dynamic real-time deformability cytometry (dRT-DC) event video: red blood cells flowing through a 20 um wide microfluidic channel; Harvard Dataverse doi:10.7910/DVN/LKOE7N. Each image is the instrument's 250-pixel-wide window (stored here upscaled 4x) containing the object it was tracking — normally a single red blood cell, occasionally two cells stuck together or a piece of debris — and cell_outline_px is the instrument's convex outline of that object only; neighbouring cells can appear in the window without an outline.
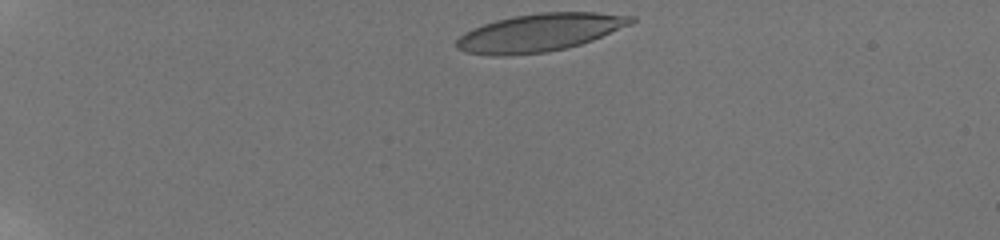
{"species": "human", "species_latin": "Homo sapiens", "temperature_condition": "room temperature", "stored_images_in_passage": 73, "camera_frame_rate_fps": 3000, "um_per_image_px": 0.085, "donor": {"sex": "male"}, "frame": {"image": 1, "passage_image": 1, "time_ms": 0.0, "image_size_px": [1000, 240], "cell_outline_px": [[636, 20], [632, 24], [592, 40], [580, 44], [564, 48], [544, 52], [508, 56], [488, 56], [464, 52], [456, 48], [456, 40], [464, 32], [472, 28], [496, 20], [512, 16], [540, 12], [596, 12], [636, 16]], "centroid_in_image_um": [45.85, 2.77], "position_along_channel_um": 39.2, "area_um2": 38.67}}
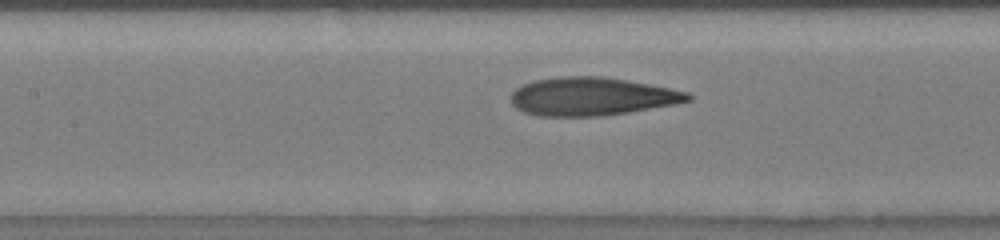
{"frame": {"image": 2, "passage_image": 27, "time_ms": 5.333, "image_size_px": [1000, 240], "cell_outline_px": [[692, 100], [676, 104], [628, 112], [600, 116], [540, 116], [524, 112], [516, 108], [512, 104], [512, 92], [516, 88], [532, 80], [564, 76], [604, 76], [648, 84], [688, 92], [692, 96]], "centroid_in_image_um": [50.29, 8.2], "position_along_channel_um": 157.1, "area_um2": 39.3}}
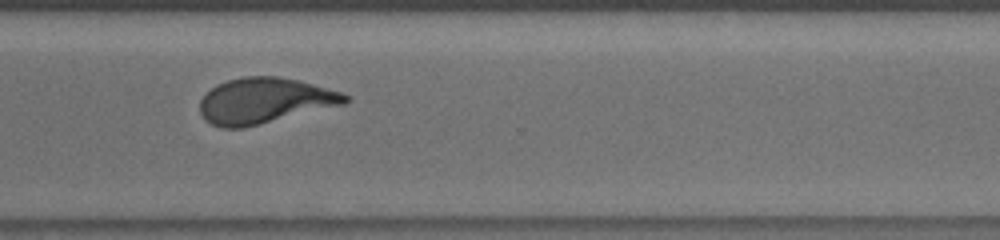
{"frame": {"image": 3, "passage_image": 56, "time_ms": 10.333, "image_size_px": [1000, 240], "cell_outline_px": [[352, 100], [344, 104], [244, 128], [220, 128], [204, 120], [200, 112], [200, 100], [216, 84], [228, 80], [244, 76], [276, 76], [300, 80], [340, 92], [348, 96]], "centroid_in_image_um": [22.47, 8.56], "position_along_channel_um": 348.1, "area_um2": 38.61}, "authors_computed_cell_mechanics": {"area_um2": 38.7838, "velocity_mm_per_s": 3.8355, "shape_relaxation_time_tau1_ms": 5.391, "shape_relaxation_time_tau2_ms": 1.2737, "deformation_change_tau1": 0.2101, "deformation_change_tau2": 0.0919}}